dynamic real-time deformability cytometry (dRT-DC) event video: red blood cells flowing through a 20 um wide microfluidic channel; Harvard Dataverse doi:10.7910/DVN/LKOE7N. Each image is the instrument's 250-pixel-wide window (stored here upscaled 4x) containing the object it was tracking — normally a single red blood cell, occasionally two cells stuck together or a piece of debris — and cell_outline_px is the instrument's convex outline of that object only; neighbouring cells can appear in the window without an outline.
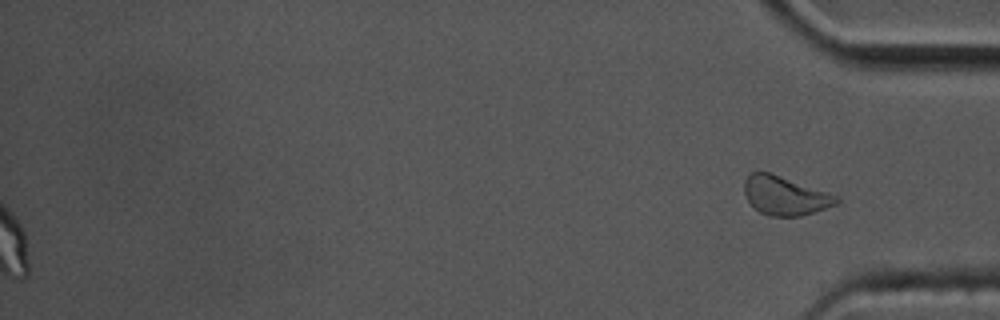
{"species": "common noctule bat (a hibernating species)", "species_latin": "Nyctalus noctula", "temperature_condition": "cold", "stored_images_in_passage": 55, "segment_of_instrument_passage": [2, 2], "camera_frame_rate_fps": 3000, "um_per_image_px": 0.085, "animal": {"sex": "male", "body_mass_g": 17.5, "forearm_length_mm": 52.3}, "frame": {"image": 1, "passage_image": 55, "time_ms": 18.0, "image_size_px": [1000, 320], "cell_outline_px": [[840, 200], [836, 204], [800, 216], [768, 216], [760, 212], [748, 200], [744, 192], [744, 180], [752, 172], [768, 172], [840, 196]], "centroid_in_image_um": [66.72, 16.63], "position_along_channel_um": 368.5, "area_um2": 20.52}}